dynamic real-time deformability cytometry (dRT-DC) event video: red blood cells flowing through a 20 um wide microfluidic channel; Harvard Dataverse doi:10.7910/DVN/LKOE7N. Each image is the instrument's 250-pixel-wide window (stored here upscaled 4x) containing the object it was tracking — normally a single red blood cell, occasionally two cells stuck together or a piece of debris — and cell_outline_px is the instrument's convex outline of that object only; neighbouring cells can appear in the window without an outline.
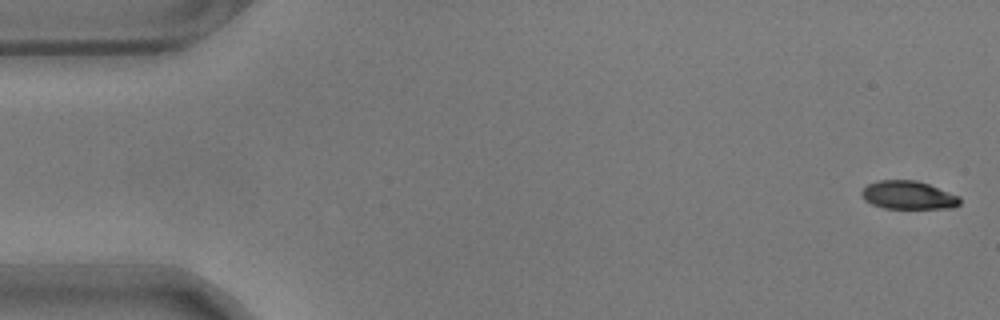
{"species": "common noctule bat (a hibernating species)", "species_latin": "Nyctalus noctula", "temperature_condition": "warm", "stored_images_in_passage": 58, "segment_of_instrument_passage": [1, 2], "camera_frame_rate_fps": 3000, "um_per_image_px": 0.085, "animal": {"sex": "male", "body_mass_g": 17.9}, "frame": {"image": 1, "passage_image": 1, "time_ms": 0.0, "image_size_px": [1000, 320], "cell_outline_px": [[960, 204], [952, 208], [884, 208], [872, 204], [864, 200], [860, 192], [868, 184], [876, 180], [916, 180], [928, 184], [960, 196]], "centroid_in_image_um": [77.19, 16.58], "position_along_channel_um": 7.8, "area_um2": 16.18}}
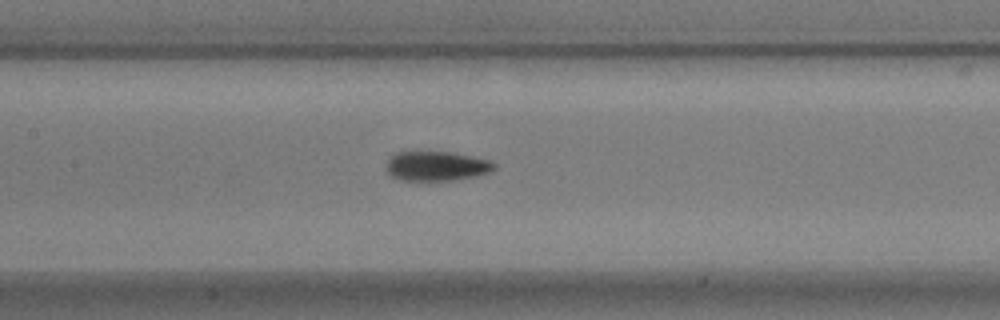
{"frame": {"image": 2, "passage_image": 26, "time_ms": 8.333, "image_size_px": [1000, 320], "cell_outline_px": [[496, 168], [492, 172], [476, 176], [456, 180], [400, 180], [392, 176], [384, 168], [384, 164], [396, 152], [452, 152], [472, 156], [488, 160], [496, 164]], "centroid_in_image_um": [37.11, 14.12], "position_along_channel_um": 170.3, "area_um2": 18.73}}
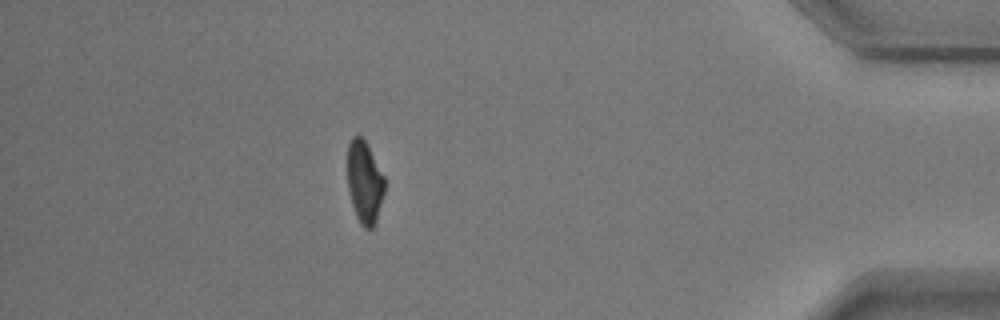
{"frame": {"image": 3, "passage_image": 50, "time_ms": 16.333, "image_size_px": [1000, 320], "cell_outline_px": [[384, 192], [376, 224], [372, 228], [364, 228], [360, 224], [356, 216], [352, 204], [348, 188], [348, 144], [352, 136], [360, 136], [368, 144], [384, 176]], "centroid_in_image_um": [30.99, 15.49], "position_along_channel_um": 404.2, "area_um2": 17.86}}